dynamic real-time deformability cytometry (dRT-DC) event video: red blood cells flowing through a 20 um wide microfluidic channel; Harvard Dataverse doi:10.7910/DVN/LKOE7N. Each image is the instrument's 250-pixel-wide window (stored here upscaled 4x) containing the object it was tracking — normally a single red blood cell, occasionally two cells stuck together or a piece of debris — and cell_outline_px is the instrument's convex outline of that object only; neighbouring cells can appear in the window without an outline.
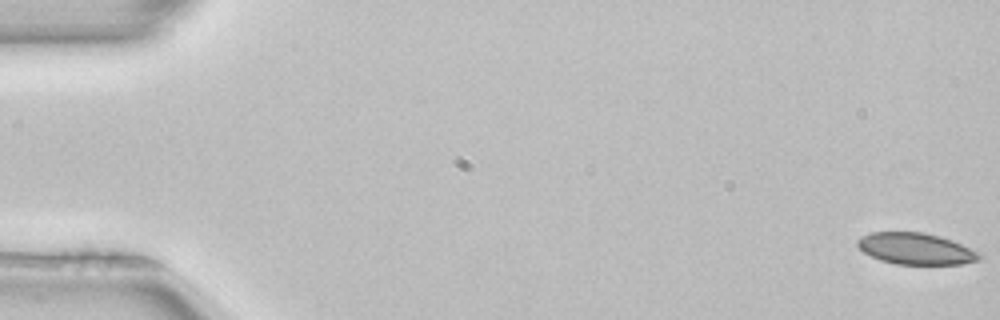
{"species": "common noctule bat (a hibernating species)", "species_latin": "Nyctalus noctula", "temperature_condition": "room temperature", "stored_images_in_passage": 52, "camera_frame_rate_fps": 3000, "um_per_image_px": 0.085, "animal": {"sex": "female", "body_mass_g": 22.7, "forearm_length_mm": 54.2}, "frame": {"image": 1, "passage_image": 1, "time_ms": 0.0, "image_size_px": [1000, 320], "cell_outline_px": [[984, 256], [980, 260], [960, 264], [896, 264], [880, 260], [864, 252], [856, 244], [856, 240], [860, 236], [872, 232], [924, 232], [940, 236], [952, 240], [980, 252]], "centroid_in_image_um": [77.86, 21.13], "position_along_channel_um": 7.1, "area_um2": 22.48}}
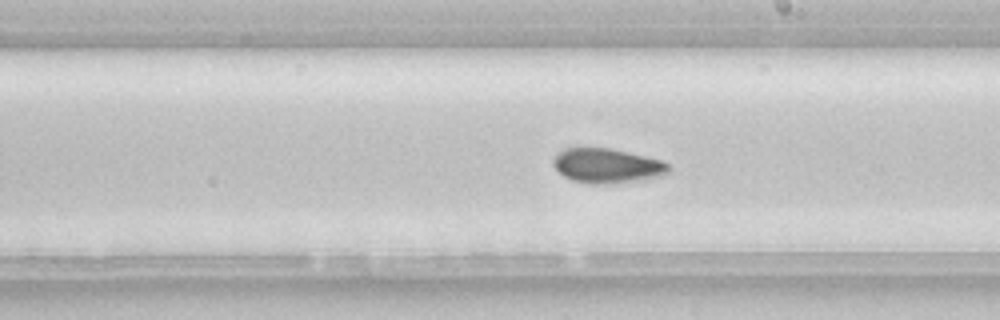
{"frame": {"image": 2, "passage_image": 30, "time_ms": 9.667, "image_size_px": [1000, 320], "cell_outline_px": [[668, 172], [660, 176], [644, 180], [604, 184], [584, 184], [572, 180], [564, 176], [552, 164], [552, 160], [556, 152], [564, 148], [612, 148], [660, 160], [668, 164]], "centroid_in_image_um": [51.54, 14.09], "position_along_channel_um": 237.5, "area_um2": 23.35}}
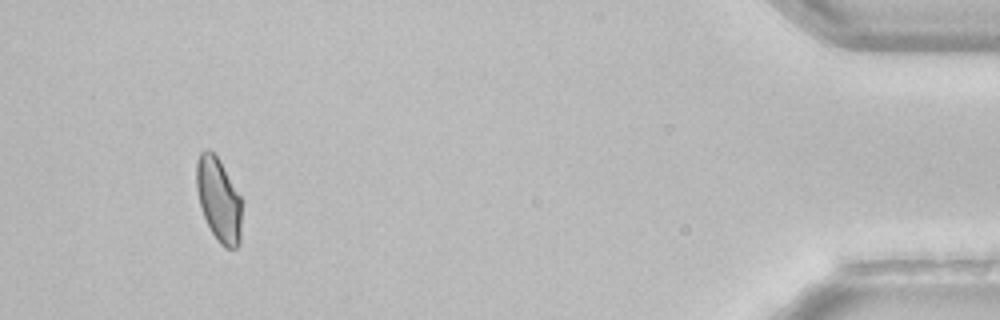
{"frame": {"image": 3, "passage_image": 49, "time_ms": 16.0, "image_size_px": [1000, 320], "cell_outline_px": [[240, 244], [236, 248], [224, 248], [220, 244], [212, 232], [204, 216], [200, 204], [196, 188], [196, 160], [200, 152], [204, 148], [208, 148], [220, 160], [240, 196]], "centroid_in_image_um": [18.56, 16.94], "position_along_channel_um": 416.6, "area_um2": 21.96}, "authors_computed_cell_mechanics": {"area_um2": 23.1778, "velocity_mm_per_s": 3.975, "shape_relaxation_time_tau1_ms": null, "shape_relaxation_time_tau2_ms": 2.6951, "deformation_change_tau1": null, "deformation_change_tau2": 0.0588}}